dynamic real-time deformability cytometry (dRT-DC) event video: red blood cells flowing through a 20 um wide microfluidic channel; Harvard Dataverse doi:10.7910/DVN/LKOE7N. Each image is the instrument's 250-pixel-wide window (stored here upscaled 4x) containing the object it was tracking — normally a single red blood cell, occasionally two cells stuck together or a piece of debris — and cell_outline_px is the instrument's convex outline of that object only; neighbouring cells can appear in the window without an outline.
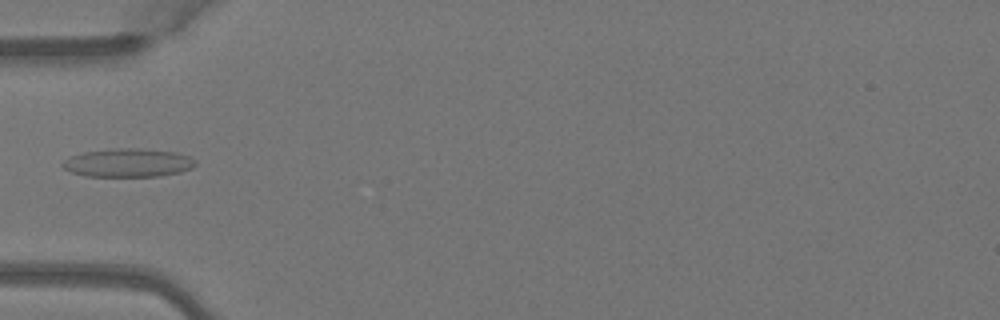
{"species": "Egyptian fruit bat (a non-hibernating species)", "species_latin": "Rousettus aegyptiacus", "temperature_condition": "warm", "stored_images_in_passage": 5, "camera_frame_rate_fps": 3000, "um_per_image_px": 0.085, "animal": {"sex": "female"}, "frame": {"image": 1, "passage_image": 5, "time_ms": 1.333, "image_size_px": [1000, 320], "cell_outline_px": [[196, 164], [192, 168], [180, 172], [160, 176], [84, 176], [72, 172], [64, 168], [60, 164], [64, 160], [72, 156], [84, 152], [116, 148], [140, 148], [176, 152], [188, 156], [196, 160]], "centroid_in_image_um": [10.9, 13.83], "position_along_channel_um": 74.1, "area_um2": 22.02}}